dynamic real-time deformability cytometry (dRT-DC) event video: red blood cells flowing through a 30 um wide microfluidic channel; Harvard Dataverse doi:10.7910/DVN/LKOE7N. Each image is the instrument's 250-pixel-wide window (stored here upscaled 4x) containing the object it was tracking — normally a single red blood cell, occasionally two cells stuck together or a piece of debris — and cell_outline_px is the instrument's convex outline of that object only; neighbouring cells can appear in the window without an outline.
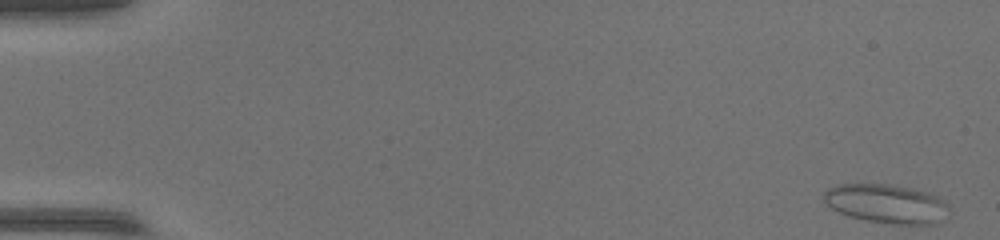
{"species": "common noctule bat (a hibernating species)", "species_latin": "Nyctalus noctula", "temperature_condition": "warm", "stored_images_in_passage": 53, "camera_frame_rate_fps": 3000, "um_per_image_px": 0.085, "animal": {"sex": "female", "body_mass_g": 17.0, "forearm_length_mm": 48.0}, "frame": {"image": 1, "passage_image": 1, "time_ms": 0.0, "image_size_px": [1000, 240], "cell_outline_px": [[948, 220], [936, 224], [896, 224], [868, 220], [848, 216], [832, 208], [824, 200], [824, 192], [828, 188], [840, 184], [888, 184], [912, 188], [928, 192], [944, 200], [948, 204]], "centroid_in_image_um": [75.42, 17.32], "position_along_channel_um": 9.6, "area_um2": 28.55}}
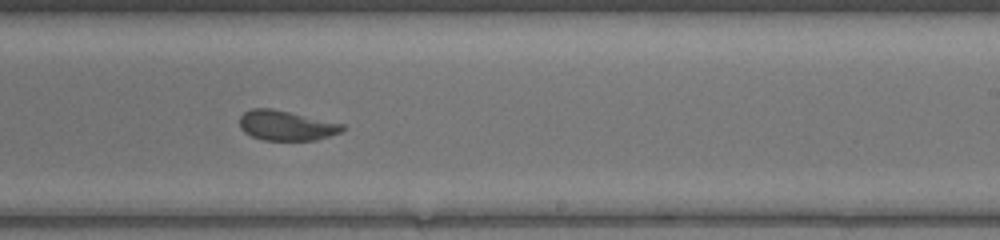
{"frame": {"image": 2, "passage_image": 33, "time_ms": 10.667, "image_size_px": [1000, 240], "cell_outline_px": [[348, 128], [340, 132], [316, 140], [264, 140], [252, 136], [244, 132], [240, 128], [240, 116], [244, 112], [252, 108], [272, 108], [344, 124]], "centroid_in_image_um": [24.33, 10.66], "position_along_channel_um": 264.7, "area_um2": 17.92}}
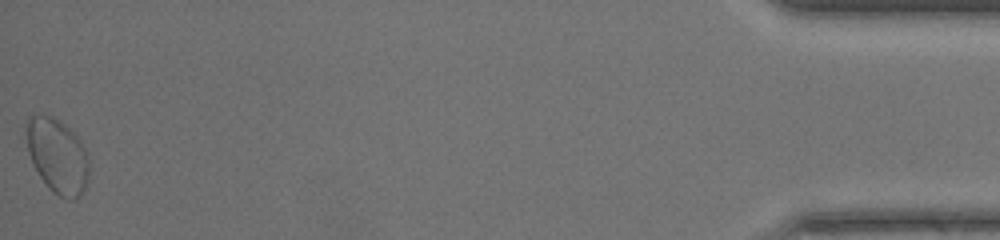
{"frame": {"image": 3, "passage_image": 53, "time_ms": 17.333, "image_size_px": [1000, 240], "cell_outline_px": [[88, 184], [80, 196], [76, 200], [72, 200], [60, 196], [52, 192], [48, 188], [32, 164], [28, 152], [24, 128], [28, 116], [52, 116], [60, 120], [80, 140], [88, 152]], "centroid_in_image_um": [4.88, 13.26], "position_along_channel_um": 430.3, "area_um2": 27.63}}